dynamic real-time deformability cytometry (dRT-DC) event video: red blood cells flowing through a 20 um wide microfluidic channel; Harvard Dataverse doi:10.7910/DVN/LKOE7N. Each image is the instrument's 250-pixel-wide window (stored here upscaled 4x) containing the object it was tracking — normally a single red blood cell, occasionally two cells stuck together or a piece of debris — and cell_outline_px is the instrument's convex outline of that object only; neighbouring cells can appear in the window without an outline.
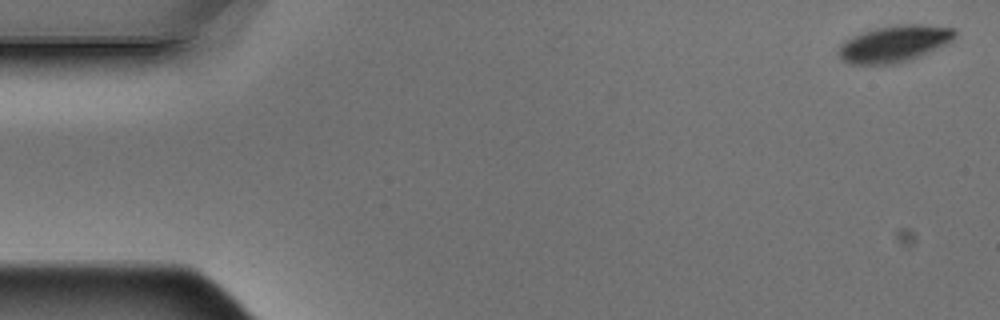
{"species": "Egyptian fruit bat (a non-hibernating species)", "species_latin": "Rousettus aegyptiacus", "temperature_condition": "warm", "stored_images_in_passage": 6, "camera_frame_rate_fps": 3000, "um_per_image_px": 0.085, "animal": {"sex": "male"}, "frame": {"image": 1, "passage_image": 1, "time_ms": 0.0, "image_size_px": [1000, 320], "cell_outline_px": [[956, 36], [952, 40], [912, 60], [892, 64], [852, 64], [844, 60], [836, 52], [840, 44], [844, 40], [852, 36], [876, 28], [896, 24], [920, 24], [956, 28]], "centroid_in_image_um": [76.0, 3.71], "position_along_channel_um": 9.0, "area_um2": 24.8}}